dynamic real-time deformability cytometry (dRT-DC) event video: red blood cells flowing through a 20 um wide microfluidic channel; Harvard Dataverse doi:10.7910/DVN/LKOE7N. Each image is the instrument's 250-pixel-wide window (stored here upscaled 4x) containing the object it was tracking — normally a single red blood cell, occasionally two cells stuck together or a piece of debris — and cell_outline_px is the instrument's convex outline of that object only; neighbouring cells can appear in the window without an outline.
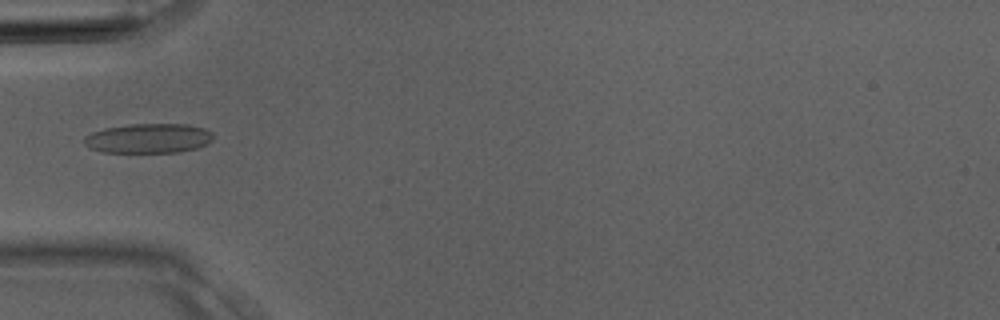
{"species": "Egyptian fruit bat (a non-hibernating species)", "species_latin": "Rousettus aegyptiacus", "temperature_condition": "room temperature", "stored_images_in_passage": 4, "camera_frame_rate_fps": 3000, "um_per_image_px": 0.085, "animal": {"sex": "male"}, "frame": {"image": 1, "passage_image": 4, "time_ms": 1.0, "image_size_px": [1000, 320], "cell_outline_px": [[212, 140], [208, 144], [196, 148], [180, 152], [100, 152], [88, 148], [84, 144], [84, 136], [92, 132], [104, 128], [128, 124], [188, 124], [204, 128], [212, 132]], "centroid_in_image_um": [12.6, 11.76], "position_along_channel_um": 72.4, "area_um2": 22.48}}